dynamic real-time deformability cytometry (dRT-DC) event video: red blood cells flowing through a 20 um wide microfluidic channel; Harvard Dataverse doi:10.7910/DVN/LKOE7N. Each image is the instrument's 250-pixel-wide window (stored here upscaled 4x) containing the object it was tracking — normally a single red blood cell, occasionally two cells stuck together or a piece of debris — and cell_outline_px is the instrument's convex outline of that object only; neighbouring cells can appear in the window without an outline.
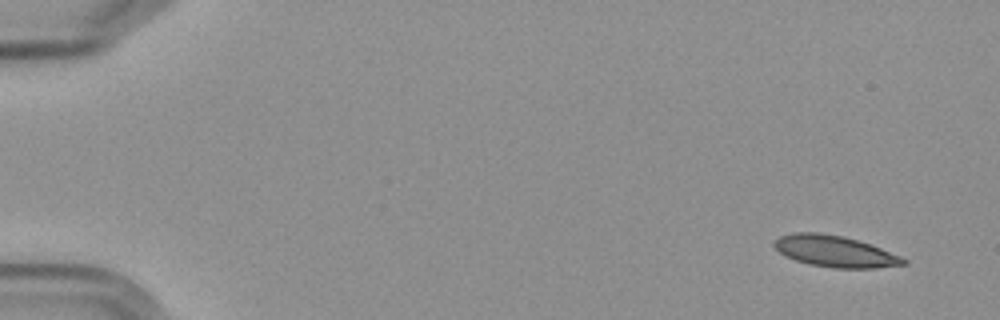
{"species": "Egyptian fruit bat (a non-hibernating species)", "species_latin": "Rousettus aegyptiacus", "temperature_condition": "cold", "stored_images_in_passage": 4, "camera_frame_rate_fps": 3000, "um_per_image_px": 0.085, "frame": {"image": 1, "passage_image": 1, "time_ms": 0.0, "image_size_px": [1000, 320], "cell_outline_px": [[908, 264], [876, 268], [832, 268], [808, 264], [784, 256], [772, 244], [780, 236], [792, 232], [820, 232], [844, 236], [880, 248], [900, 256], [908, 260]], "centroid_in_image_um": [70.95, 21.36], "position_along_channel_um": 14.0, "area_um2": 23.64}}
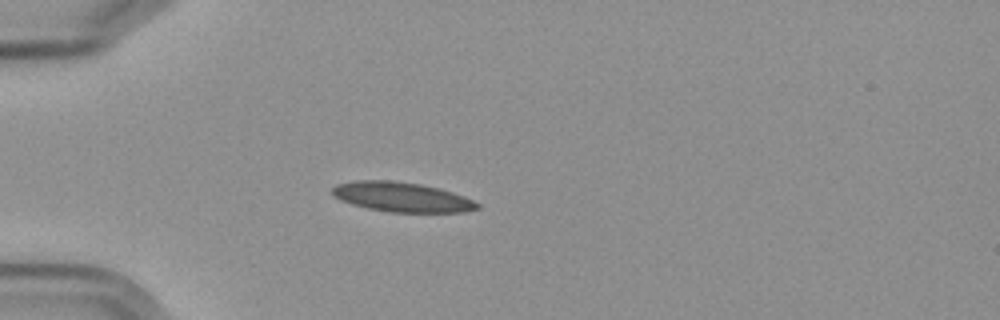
{"frame": {"image": 2, "passage_image": 4, "time_ms": 4.333, "image_size_px": [1000, 320], "cell_outline_px": [[480, 208], [464, 212], [392, 212], [368, 208], [352, 204], [340, 200], [332, 196], [332, 188], [336, 184], [356, 180], [392, 180], [420, 184], [440, 188], [464, 196], [480, 204]], "centroid_in_image_um": [34.14, 16.74], "position_along_channel_um": 50.9, "area_um2": 25.14}}